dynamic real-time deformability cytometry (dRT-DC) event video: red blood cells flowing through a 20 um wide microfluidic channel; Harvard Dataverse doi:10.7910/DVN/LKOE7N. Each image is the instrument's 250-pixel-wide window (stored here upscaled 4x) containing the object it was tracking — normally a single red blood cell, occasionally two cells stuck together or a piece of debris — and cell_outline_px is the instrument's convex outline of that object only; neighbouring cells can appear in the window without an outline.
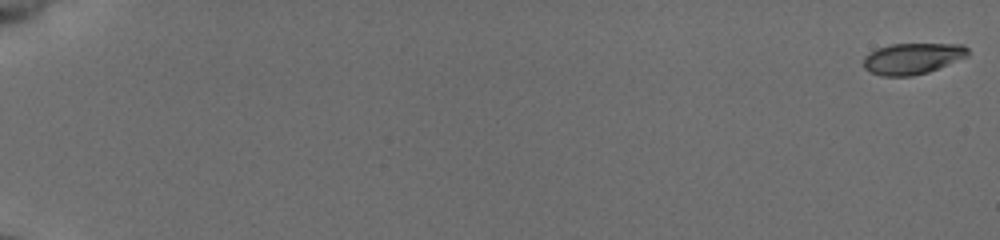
{"species": "common noctule bat (a hibernating species)", "species_latin": "Nyctalus noctula", "temperature_condition": "cold", "stored_images_in_passage": 12, "camera_frame_rate_fps": 3000, "um_per_image_px": 0.085, "animal": {"sex": "female", "body_mass_g": 19.5, "forearm_length_mm": 54.1}, "frame": {"image": 1, "passage_image": 1, "time_ms": 0.0, "image_size_px": [1000, 240], "cell_outline_px": [[968, 56], [928, 72], [912, 76], [880, 76], [864, 68], [864, 56], [876, 48], [892, 44], [964, 44], [968, 48]], "centroid_in_image_um": [77.55, 4.97], "position_along_channel_um": 7.4, "area_um2": 18.9}}